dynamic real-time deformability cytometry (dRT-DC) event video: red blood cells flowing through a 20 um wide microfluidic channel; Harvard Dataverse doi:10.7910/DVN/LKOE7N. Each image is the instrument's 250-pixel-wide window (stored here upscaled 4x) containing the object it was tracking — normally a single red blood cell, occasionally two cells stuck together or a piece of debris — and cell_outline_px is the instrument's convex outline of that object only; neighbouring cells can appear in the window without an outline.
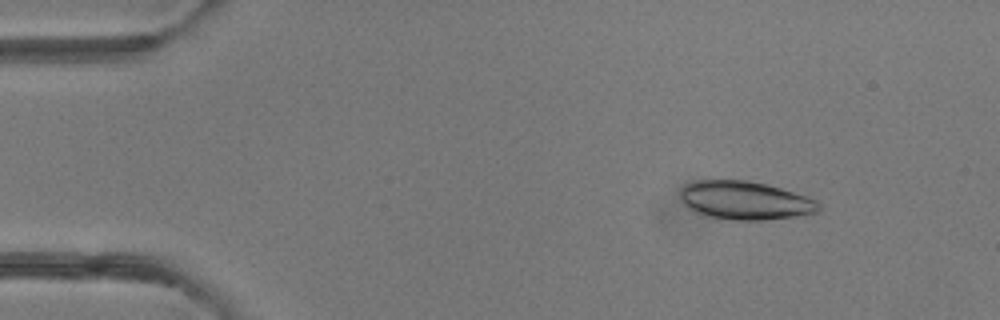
{"species": "common noctule bat (a hibernating species)", "species_latin": "Nyctalus noctula", "temperature_condition": "room temperature", "stored_images_in_passage": 5, "camera_frame_rate_fps": 3000, "um_per_image_px": 0.085, "animal": {"sex": "female"}, "frame": {"image": 1, "passage_image": 2, "time_ms": 1.333, "image_size_px": [1000, 320], "cell_outline_px": [[820, 212], [796, 216], [764, 220], [728, 220], [700, 216], [688, 208], [680, 200], [676, 192], [684, 184], [696, 180], [748, 180], [768, 184], [816, 200], [820, 204]], "centroid_in_image_um": [63.23, 17.04], "position_along_channel_um": 21.8, "area_um2": 31.67}}